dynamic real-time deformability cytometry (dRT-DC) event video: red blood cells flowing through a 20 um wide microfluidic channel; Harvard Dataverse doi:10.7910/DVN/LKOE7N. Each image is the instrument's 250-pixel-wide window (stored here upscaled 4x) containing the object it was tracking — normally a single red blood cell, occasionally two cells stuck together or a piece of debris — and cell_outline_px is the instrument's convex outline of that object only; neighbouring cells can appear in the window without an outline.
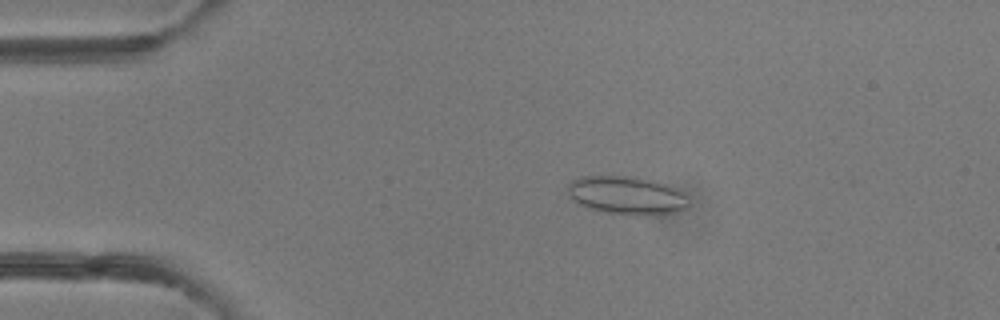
{"species": "common noctule bat (a hibernating species)", "species_latin": "Nyctalus noctula", "temperature_condition": "room temperature", "stored_images_in_passage": 48, "camera_frame_rate_fps": 3000, "um_per_image_px": 0.085, "animal": {"sex": "female"}, "frame": {"image": 1, "passage_image": 9, "time_ms": 2.667, "image_size_px": [1000, 320], "cell_outline_px": [[688, 208], [680, 212], [644, 216], [624, 216], [600, 212], [576, 204], [568, 196], [568, 184], [572, 180], [580, 176], [632, 176], [656, 180], [668, 184], [676, 188], [684, 196], [688, 204]], "centroid_in_image_um": [53.24, 16.63], "position_along_channel_um": 31.8, "area_um2": 27.8}}
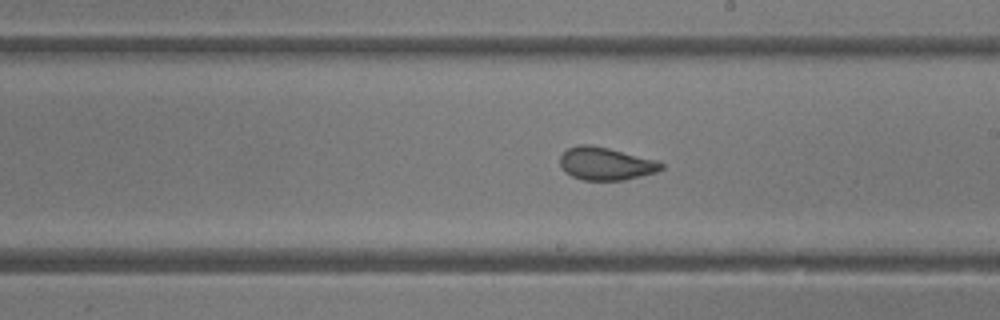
{"frame": {"image": 2, "passage_image": 27, "time_ms": 8.667, "image_size_px": [1000, 320], "cell_outline_px": [[664, 168], [656, 172], [624, 180], [584, 180], [572, 176], [564, 172], [560, 164], [560, 156], [568, 148], [580, 144], [592, 144], [656, 160], [664, 164]], "centroid_in_image_um": [51.47, 13.91], "position_along_channel_um": 237.5, "area_um2": 19.31}}
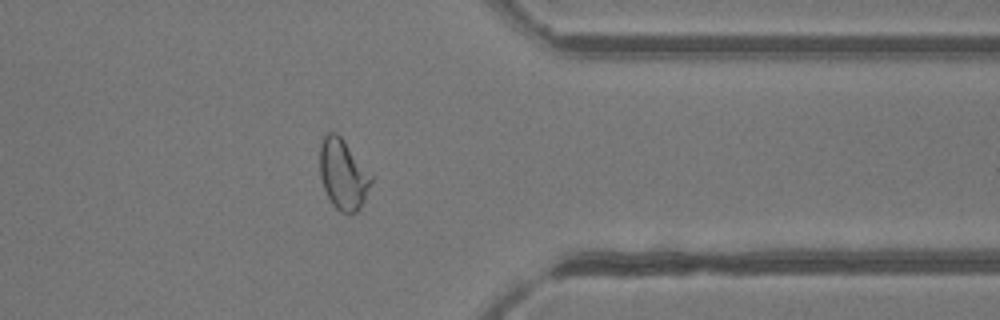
{"frame": {"image": 3, "passage_image": 38, "time_ms": 12.333, "image_size_px": [1000, 320], "cell_outline_px": [[372, 180], [364, 200], [360, 208], [356, 212], [348, 216], [340, 212], [332, 204], [324, 188], [320, 176], [320, 144], [324, 136], [328, 132], [336, 132], [344, 140], [372, 176]], "centroid_in_image_um": [29.15, 14.84], "position_along_channel_um": 382.3, "area_um2": 20.92}, "authors_computed_cell_mechanics": {"area_um2": 21.9929, "velocity_mm_per_s": 4.2442, "shape_relaxation_time_tau1_ms": 7.3788, "shape_relaxation_time_tau2_ms": 0.6675, "deformation_change_tau1": 0.1558, "deformation_change_tau2": 0.0509}}